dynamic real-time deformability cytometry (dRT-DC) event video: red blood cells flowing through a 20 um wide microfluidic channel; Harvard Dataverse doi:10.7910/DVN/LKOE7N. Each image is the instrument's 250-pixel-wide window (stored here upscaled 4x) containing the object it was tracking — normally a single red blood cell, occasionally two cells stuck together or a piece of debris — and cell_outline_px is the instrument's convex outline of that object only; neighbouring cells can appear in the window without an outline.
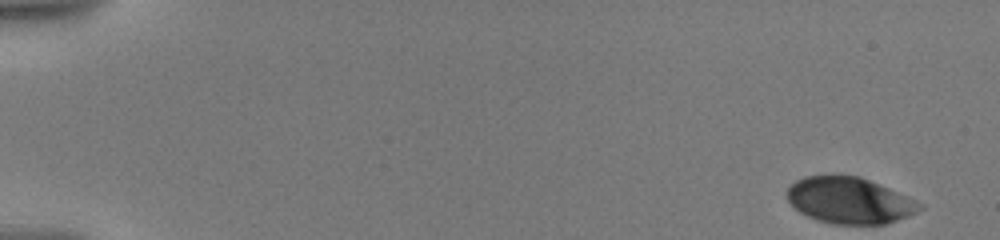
{"species": "human", "species_latin": "Homo sapiens", "temperature_condition": "warm", "stored_images_in_passage": 21, "camera_frame_rate_fps": 3000, "um_per_image_px": 0.085, "donor": {"sex": "male"}, "frame": {"image": 1, "passage_image": 1, "time_ms": 0.0, "image_size_px": [1000, 240], "cell_outline_px": [[924, 208], [908, 216], [884, 224], [828, 224], [816, 220], [800, 212], [788, 200], [788, 188], [796, 180], [804, 176], [832, 172], [860, 176], [888, 188], [924, 204]], "centroid_in_image_um": [72.18, 17.0], "position_along_channel_um": 12.8, "area_um2": 36.24}}
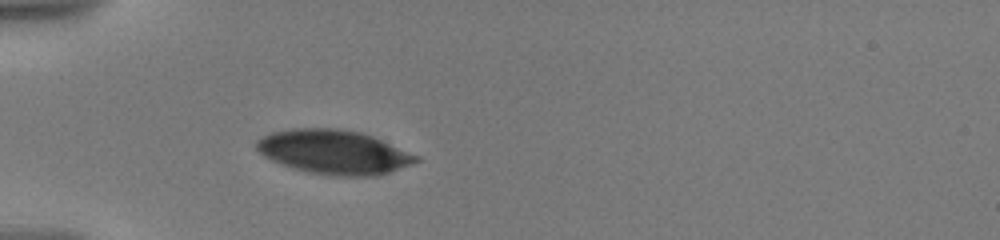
{"frame": {"image": 2, "passage_image": 21, "time_ms": 5.333, "image_size_px": [1000, 240], "cell_outline_px": [[420, 160], [412, 164], [380, 176], [328, 176], [308, 172], [272, 160], [264, 156], [256, 148], [256, 140], [272, 132], [292, 128], [336, 128], [360, 132], [372, 136], [420, 156]], "centroid_in_image_um": [28.42, 12.93], "position_along_channel_um": 56.6, "area_um2": 41.04}}